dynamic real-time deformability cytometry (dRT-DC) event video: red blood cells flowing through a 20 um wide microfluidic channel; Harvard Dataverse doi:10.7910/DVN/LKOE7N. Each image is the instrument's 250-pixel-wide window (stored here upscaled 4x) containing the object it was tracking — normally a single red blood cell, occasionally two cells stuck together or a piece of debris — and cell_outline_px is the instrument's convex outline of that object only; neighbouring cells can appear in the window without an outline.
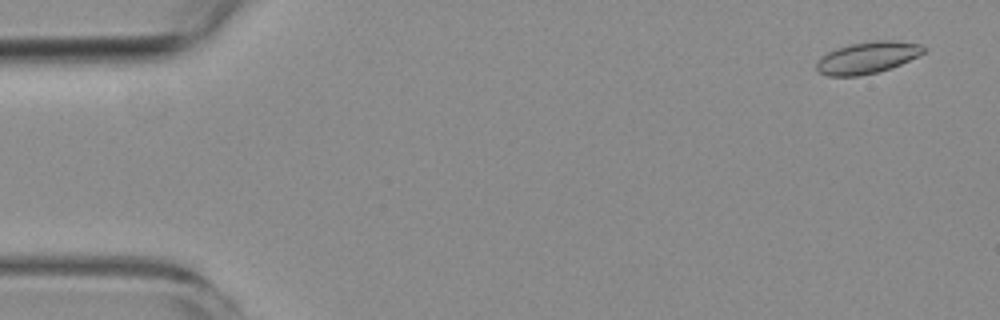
{"species": "common noctule bat (a hibernating species)", "species_latin": "Nyctalus noctula", "temperature_condition": "room temperature", "stored_images_in_passage": 4, "camera_frame_rate_fps": 3000, "um_per_image_px": 0.085, "animal": {"sex": "female", "body_mass_g": 19.3, "forearm_length_mm": 54.1}, "frame": {"image": 1, "passage_image": 1, "time_ms": 0.0, "image_size_px": [1000, 320], "cell_outline_px": [[928, 48], [924, 52], [892, 68], [860, 76], [828, 76], [820, 72], [816, 68], [816, 64], [820, 56], [836, 48], [852, 44], [876, 40], [892, 40], [920, 44]], "centroid_in_image_um": [73.72, 4.9], "position_along_channel_um": 11.3, "area_um2": 19.71}}